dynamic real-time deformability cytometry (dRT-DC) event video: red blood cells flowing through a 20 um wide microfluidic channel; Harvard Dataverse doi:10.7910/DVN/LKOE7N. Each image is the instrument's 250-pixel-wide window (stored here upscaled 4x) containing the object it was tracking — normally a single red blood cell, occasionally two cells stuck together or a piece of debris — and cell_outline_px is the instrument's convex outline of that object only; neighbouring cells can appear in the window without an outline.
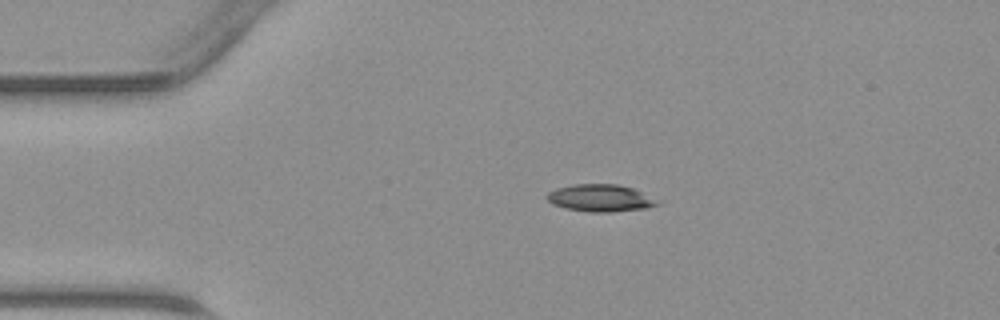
{"species": "common noctule bat (a hibernating species)", "species_latin": "Nyctalus noctula", "temperature_condition": "warm", "stored_images_in_passage": 37, "camera_frame_rate_fps": 3000, "um_per_image_px": 0.085, "animal": {"sex": "male", "body_mass_g": 23.1, "forearm_length_mm": 52.7}, "frame": {"image": 1, "passage_image": 1, "time_ms": 0.0, "image_size_px": [1000, 320], "cell_outline_px": [[664, 200], [660, 204], [648, 208], [612, 212], [588, 212], [564, 208], [552, 204], [544, 196], [548, 192], [556, 188], [572, 184], [616, 184], [632, 188]], "centroid_in_image_um": [51.08, 16.84], "position_along_channel_um": 33.9, "area_um2": 17.98}}
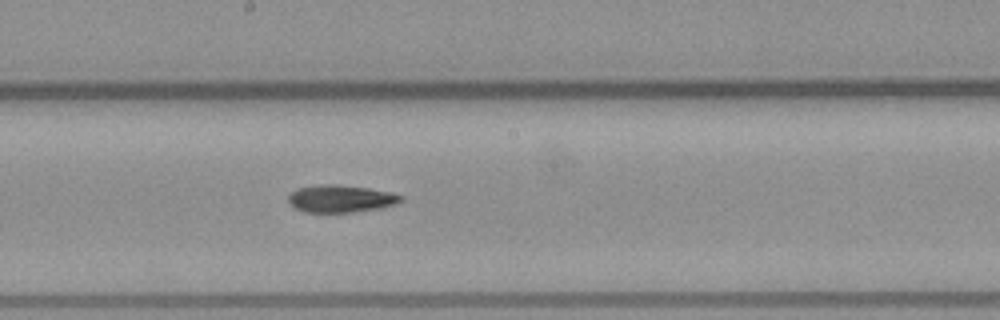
{"frame": {"image": 2, "passage_image": 16, "time_ms": 5.0, "image_size_px": [1000, 320], "cell_outline_px": [[404, 200], [396, 204], [380, 208], [352, 212], [304, 212], [296, 208], [288, 200], [288, 196], [296, 188], [324, 184], [336, 184], [368, 188], [392, 192], [404, 196]], "centroid_in_image_um": [29.0, 16.88], "position_along_channel_um": 219.2, "area_um2": 17.98}}
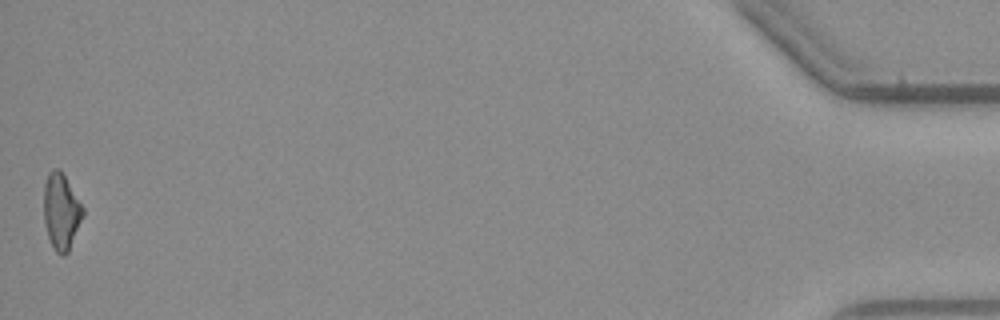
{"frame": {"image": 3, "passage_image": 37, "time_ms": 12.0, "image_size_px": [1000, 320], "cell_outline_px": [[84, 216], [68, 252], [64, 256], [60, 256], [56, 252], [48, 236], [44, 220], [44, 184], [52, 168], [60, 168], [84, 208]], "centroid_in_image_um": [5.22, 17.98], "position_along_channel_um": 430.0, "area_um2": 17.34}}